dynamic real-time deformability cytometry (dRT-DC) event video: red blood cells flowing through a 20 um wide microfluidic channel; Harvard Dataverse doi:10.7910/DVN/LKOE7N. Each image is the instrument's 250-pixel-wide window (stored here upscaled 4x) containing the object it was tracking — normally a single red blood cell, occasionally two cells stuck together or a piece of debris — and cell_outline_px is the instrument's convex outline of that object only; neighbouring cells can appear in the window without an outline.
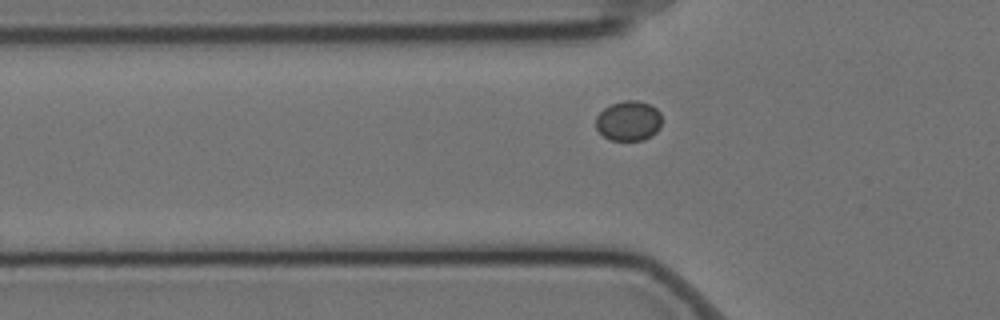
{"species": "Egyptian fruit bat (a non-hibernating species)", "species_latin": "Rousettus aegyptiacus", "temperature_condition": "cold", "stored_images_in_passage": 45, "camera_frame_rate_fps": 3000, "um_per_image_px": 0.085, "animal": {"sex": "female"}, "frame": {"image": 1, "passage_image": 8, "time_ms": 2.333, "image_size_px": [1000, 320], "cell_outline_px": [[660, 128], [652, 136], [644, 140], [608, 140], [596, 128], [596, 116], [604, 108], [612, 104], [624, 100], [636, 100], [652, 104], [660, 112]], "centroid_in_image_um": [53.44, 10.27], "position_along_channel_um": 72.4, "area_um2": 15.49}}
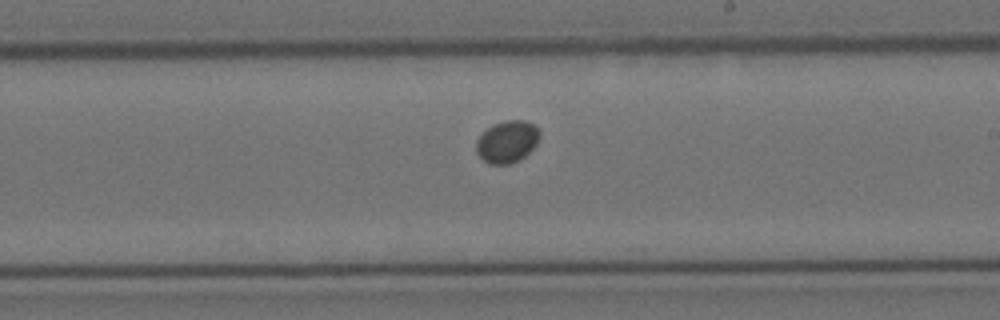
{"frame": {"image": 2, "passage_image": 23, "time_ms": 7.333, "image_size_px": [1000, 320], "cell_outline_px": [[540, 136], [536, 144], [524, 156], [508, 164], [492, 164], [484, 160], [476, 152], [476, 140], [492, 124], [504, 120], [524, 120], [536, 124], [540, 128]], "centroid_in_image_um": [43.13, 12.0], "position_along_channel_um": 245.9, "area_um2": 15.49}}
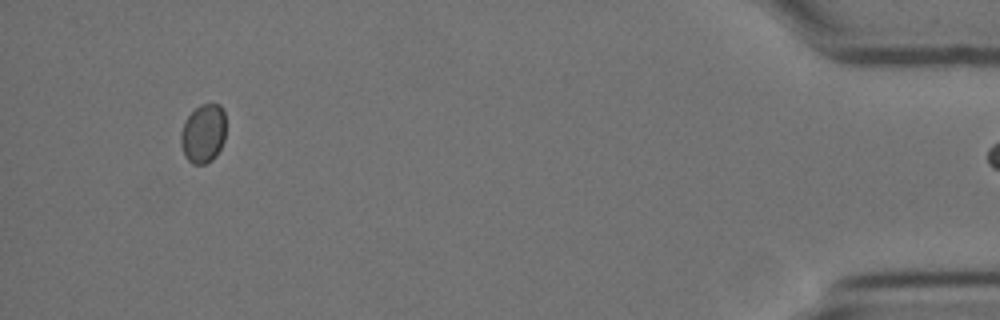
{"frame": {"image": 3, "passage_image": 44, "time_ms": 14.333, "image_size_px": [1000, 320], "cell_outline_px": [[224, 140], [216, 156], [212, 160], [204, 164], [192, 164], [184, 156], [180, 144], [180, 132], [184, 120], [200, 104], [220, 104], [224, 112]], "centroid_in_image_um": [17.24, 11.36], "position_along_channel_um": 418.0, "area_um2": 15.55}}